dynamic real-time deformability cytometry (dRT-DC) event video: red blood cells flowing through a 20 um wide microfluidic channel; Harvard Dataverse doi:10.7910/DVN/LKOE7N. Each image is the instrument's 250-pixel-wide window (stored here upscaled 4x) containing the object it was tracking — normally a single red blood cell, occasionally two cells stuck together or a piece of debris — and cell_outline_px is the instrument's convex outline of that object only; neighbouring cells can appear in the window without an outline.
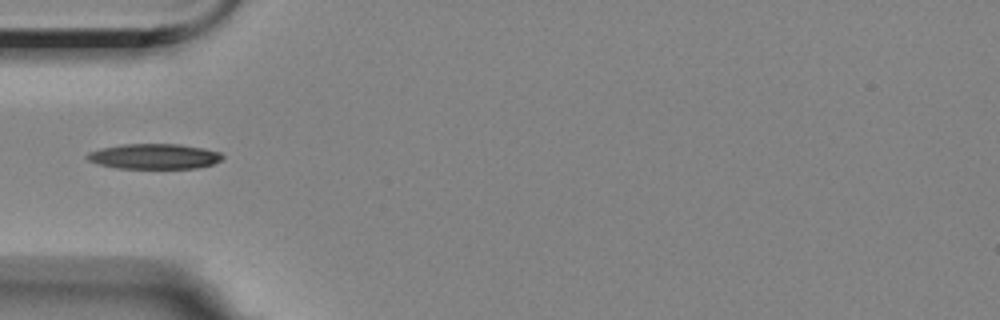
{"species": "Egyptian fruit bat (a non-hibernating species)", "species_latin": "Rousettus aegyptiacus", "temperature_condition": "room temperature", "stored_images_in_passage": 21, "camera_frame_rate_fps": 3000, "um_per_image_px": 0.085, "animal": {"sex": "female"}, "frame": {"image": 1, "passage_image": 1, "time_ms": 0.0, "image_size_px": [1000, 320], "cell_outline_px": [[224, 160], [212, 164], [196, 168], [116, 168], [100, 164], [88, 160], [84, 156], [88, 152], [100, 148], [124, 144], [180, 144], [204, 148], [220, 152], [224, 156]], "centroid_in_image_um": [13.13, 13.29], "position_along_channel_um": 71.9, "area_um2": 20.0}}
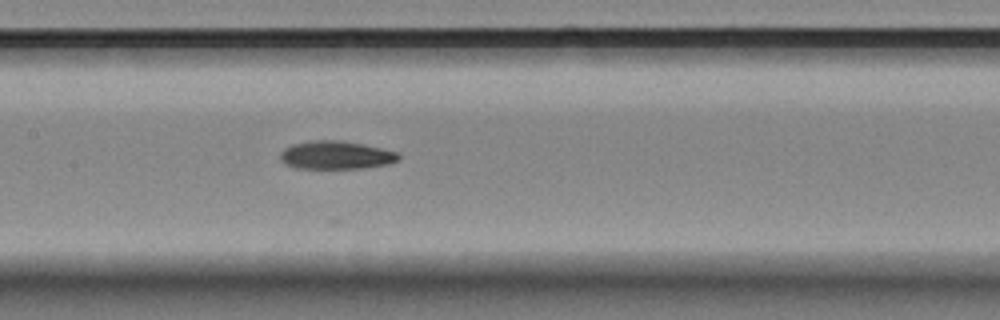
{"frame": {"image": 2, "passage_image": 10, "time_ms": 3.0, "image_size_px": [1000, 320], "cell_outline_px": [[400, 160], [388, 164], [364, 168], [296, 168], [284, 164], [280, 160], [280, 152], [284, 148], [292, 144], [312, 140], [340, 140], [364, 144], [400, 152]], "centroid_in_image_um": [28.57, 13.18], "position_along_channel_um": 178.8, "area_um2": 19.71}}
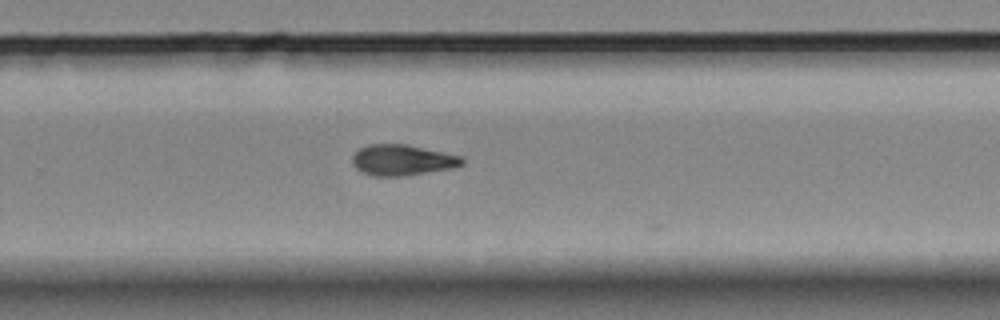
{"frame": {"image": 3, "passage_image": 20, "time_ms": 6.333, "image_size_px": [1000, 320], "cell_outline_px": [[464, 164], [452, 168], [400, 176], [372, 176], [360, 172], [352, 164], [352, 156], [360, 148], [368, 144], [408, 144], [460, 156], [464, 160]], "centroid_in_image_um": [34.15, 13.6], "position_along_channel_um": 295.6, "area_um2": 19.65}}